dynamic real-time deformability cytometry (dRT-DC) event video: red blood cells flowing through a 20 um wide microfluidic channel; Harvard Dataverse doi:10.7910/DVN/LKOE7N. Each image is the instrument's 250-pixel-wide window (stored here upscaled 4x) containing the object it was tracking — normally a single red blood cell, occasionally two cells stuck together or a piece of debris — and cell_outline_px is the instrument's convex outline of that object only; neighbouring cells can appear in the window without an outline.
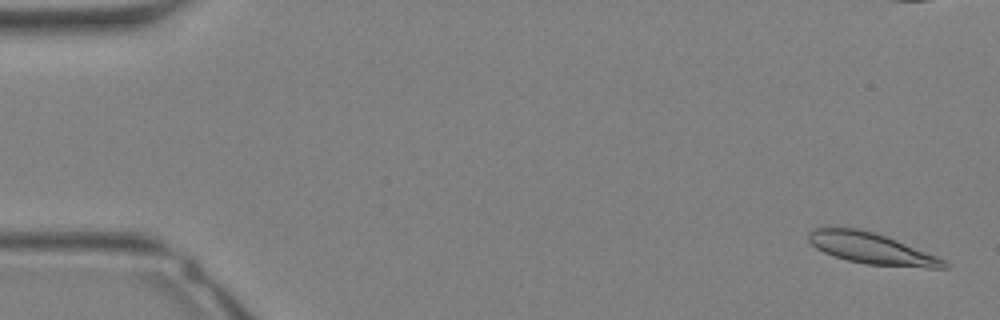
{"species": "Egyptian fruit bat (a non-hibernating species)", "species_latin": "Rousettus aegyptiacus", "temperature_condition": "warm", "stored_images_in_passage": 13, "camera_frame_rate_fps": 3000, "um_per_image_px": 0.085, "animal": {"sex": "female"}, "frame": {"image": 1, "passage_image": 1, "time_ms": 0.0, "image_size_px": [1000, 320], "cell_outline_px": [[948, 268], [928, 268], [864, 264], [832, 256], [816, 248], [808, 240], [808, 232], [812, 228], [856, 228], [872, 232], [896, 240], [936, 256], [944, 260], [948, 264]], "centroid_in_image_um": [74.04, 21.13], "position_along_channel_um": 11.0, "area_um2": 24.28}}